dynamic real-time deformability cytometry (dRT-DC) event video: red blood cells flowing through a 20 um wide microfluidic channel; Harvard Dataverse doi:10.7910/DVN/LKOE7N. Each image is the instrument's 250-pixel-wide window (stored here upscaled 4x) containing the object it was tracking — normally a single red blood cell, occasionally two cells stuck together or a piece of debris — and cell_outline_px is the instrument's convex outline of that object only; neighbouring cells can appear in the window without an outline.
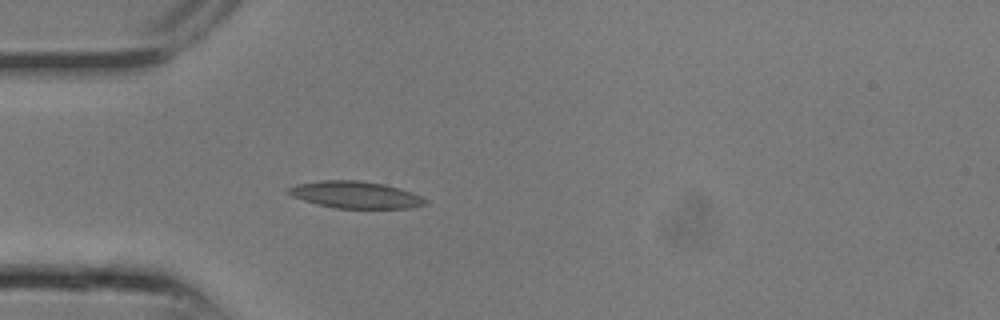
{"species": "common noctule bat (a hibernating species)", "species_latin": "Nyctalus noctula", "temperature_condition": "room temperature", "stored_images_in_passage": 15, "camera_frame_rate_fps": 3000, "um_per_image_px": 0.085, "animal": {"sex": "male", "body_mass_g": 13.3}, "frame": {"image": 1, "passage_image": 6, "time_ms": 1.667, "image_size_px": [1000, 320], "cell_outline_px": [[428, 204], [412, 208], [336, 208], [316, 204], [292, 196], [284, 192], [288, 188], [296, 184], [320, 180], [360, 180], [384, 184], [412, 192], [428, 200]], "centroid_in_image_um": [30.21, 16.55], "position_along_channel_um": 54.8, "area_um2": 21.62}}
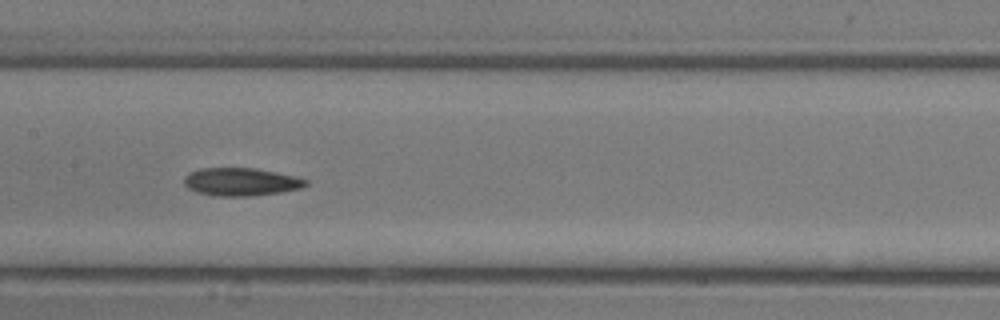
{"frame": {"image": 2, "passage_image": 11, "time_ms": 3.333, "image_size_px": [1000, 320], "cell_outline_px": [[308, 184], [300, 188], [280, 192], [252, 196], [212, 196], [196, 192], [188, 188], [184, 184], [184, 176], [188, 172], [200, 168], [256, 168], [276, 172], [308, 180]], "centroid_in_image_um": [20.43, 15.46], "position_along_channel_um": 187.0, "area_um2": 19.88}}
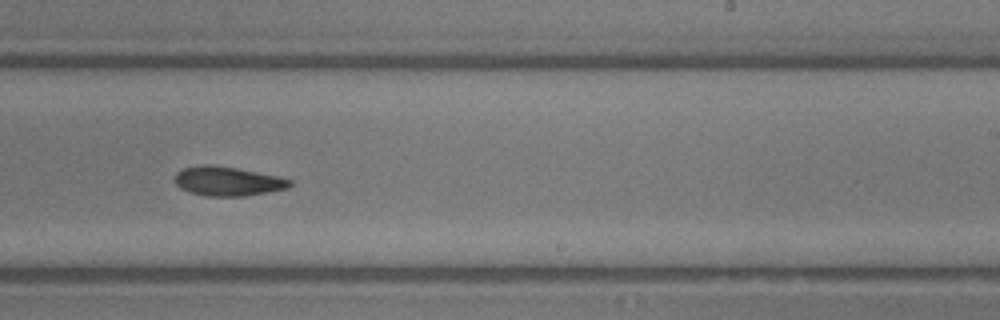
{"frame": {"image": 3, "passage_image": 14, "time_ms": 4.333, "image_size_px": [1000, 320], "cell_outline_px": [[292, 184], [288, 188], [268, 192], [244, 196], [208, 196], [192, 192], [180, 188], [176, 184], [176, 172], [184, 168], [204, 164], [208, 164], [236, 168], [276, 176], [292, 180]], "centroid_in_image_um": [19.36, 15.4], "position_along_channel_um": 269.6, "area_um2": 19.31}}